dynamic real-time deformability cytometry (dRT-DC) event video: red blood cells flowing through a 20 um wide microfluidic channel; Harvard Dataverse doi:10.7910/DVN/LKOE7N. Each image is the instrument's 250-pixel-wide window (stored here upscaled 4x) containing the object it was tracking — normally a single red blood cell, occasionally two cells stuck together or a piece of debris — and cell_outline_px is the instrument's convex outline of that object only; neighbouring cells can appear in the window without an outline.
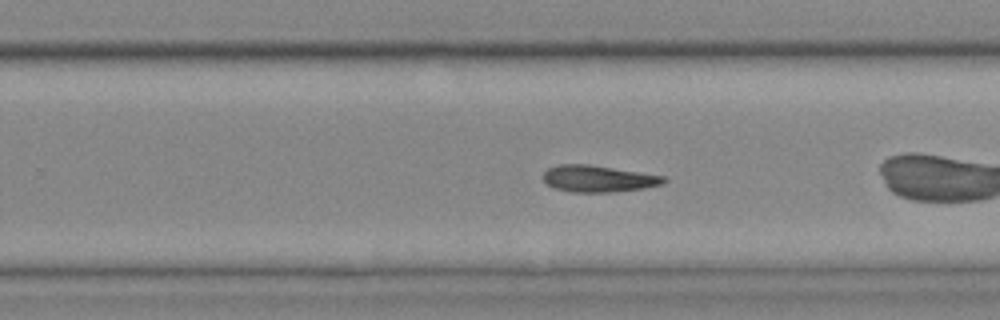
{"species": "common noctule bat (a hibernating species)", "species_latin": "Nyctalus noctula", "temperature_condition": "cold", "stored_images_in_passage": 38, "camera_frame_rate_fps": 3000, "um_per_image_px": 0.085, "animal": {"sex": "female", "body_mass_g": 25.1}, "frame": {"image": 1, "passage_image": 17, "time_ms": 5.333, "image_size_px": [1000, 320], "cell_outline_px": [[668, 180], [664, 184], [644, 188], [612, 192], [572, 192], [556, 188], [548, 184], [544, 180], [544, 172], [548, 168], [556, 164], [588, 164], [664, 176]], "centroid_in_image_um": [50.87, 15.18], "position_along_channel_um": 278.9, "area_um2": 18.61}, "authors_computed_cell_mechanics": {"area_um2": 18.6116, "velocity_mm_per_s": 3.6263, "shape_relaxation_time_tau1_ms": 6.0691, "shape_relaxation_time_tau2_ms": null, "deformation_change_tau1": 0.1852, "deformation_change_tau2": null}}